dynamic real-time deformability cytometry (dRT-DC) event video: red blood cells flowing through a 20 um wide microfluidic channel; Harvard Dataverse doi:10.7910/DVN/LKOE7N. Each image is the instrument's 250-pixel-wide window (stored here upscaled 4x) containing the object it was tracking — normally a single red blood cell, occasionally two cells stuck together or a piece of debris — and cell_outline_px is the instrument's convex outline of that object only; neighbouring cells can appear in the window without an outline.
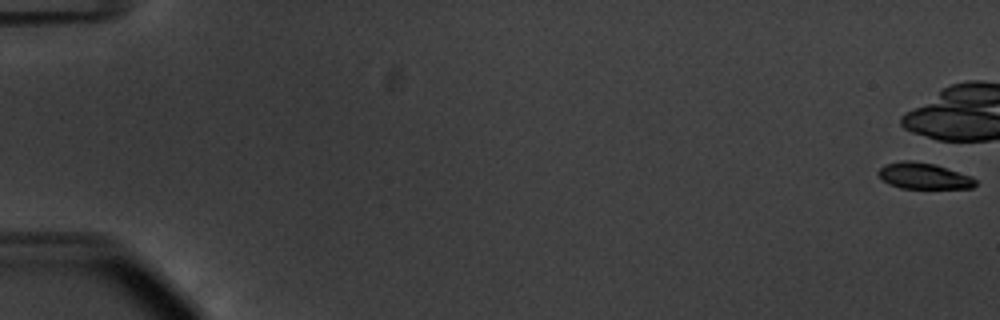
{"species": "common noctule bat (a hibernating species)", "species_latin": "Nyctalus noctula", "temperature_condition": "warm", "stored_images_in_passage": 9, "camera_frame_rate_fps": 3000, "um_per_image_px": 0.085, "animal": {"sex": "male", "body_mass_g": 20.1, "forearm_length_mm": 53.5}, "frame": {"image": 1, "passage_image": 1, "time_ms": 0.0, "image_size_px": [1000, 320], "cell_outline_px": [[976, 184], [972, 188], [900, 188], [888, 184], [876, 172], [884, 164], [904, 160], [912, 160], [936, 164], [972, 176], [976, 180]], "centroid_in_image_um": [78.52, 14.94], "position_along_channel_um": 6.5, "area_um2": 14.91}}